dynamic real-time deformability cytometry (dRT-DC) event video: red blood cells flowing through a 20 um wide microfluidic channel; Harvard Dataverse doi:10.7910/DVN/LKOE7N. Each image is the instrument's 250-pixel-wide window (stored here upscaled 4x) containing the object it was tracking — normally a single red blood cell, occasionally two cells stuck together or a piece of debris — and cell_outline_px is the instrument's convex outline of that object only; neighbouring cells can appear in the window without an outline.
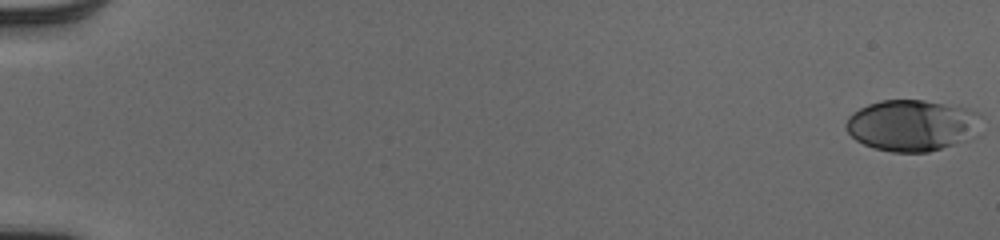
{"species": "human", "species_latin": "Homo sapiens", "temperature_condition": "cold", "stored_images_in_passage": 54, "camera_frame_rate_fps": 3000, "um_per_image_px": 0.085, "donor": {"sex": "male"}, "frame": {"image": 1, "passage_image": 1, "time_ms": 0.0, "image_size_px": [1000, 240], "cell_outline_px": [[980, 136], [928, 152], [892, 152], [876, 148], [864, 144], [856, 140], [848, 132], [844, 124], [848, 116], [852, 112], [868, 104], [880, 100], [924, 100], [964, 108], [980, 112]], "centroid_in_image_um": [77.55, 10.66], "position_along_channel_um": 7.5, "area_um2": 40.75}}
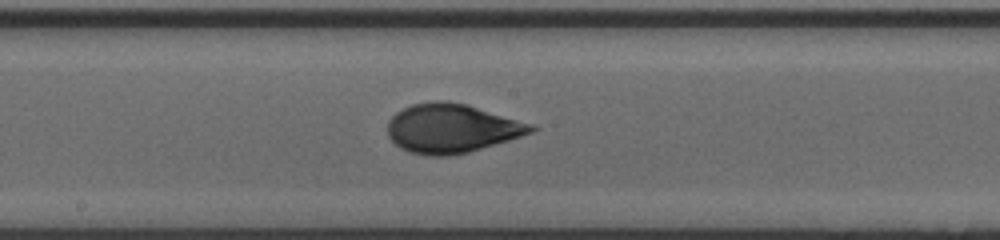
{"frame": {"image": 2, "passage_image": 31, "time_ms": 10.0, "image_size_px": [1000, 240], "cell_outline_px": [[536, 128], [532, 132], [508, 140], [468, 152], [448, 156], [428, 156], [408, 152], [400, 148], [388, 136], [388, 120], [396, 112], [412, 104], [436, 100], [448, 100], [468, 104], [532, 124]], "centroid_in_image_um": [38.35, 10.9], "position_along_channel_um": 209.8, "area_um2": 40.92}}
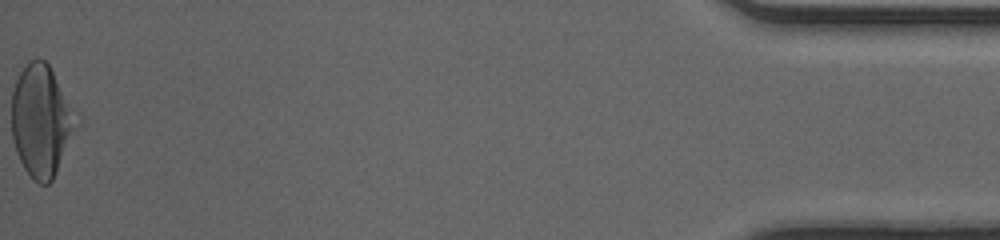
{"frame": {"image": 3, "passage_image": 54, "time_ms": 17.667, "image_size_px": [1000, 240], "cell_outline_px": [[68, 132], [56, 172], [52, 180], [48, 184], [40, 184], [32, 180], [24, 168], [16, 152], [12, 136], [12, 92], [16, 80], [20, 72], [28, 60], [36, 56], [44, 60], [48, 64], [52, 72], [60, 92], [64, 108], [68, 128]], "centroid_in_image_um": [3.27, 10.27], "position_along_channel_um": 431.9, "area_um2": 38.15}, "authors_computed_cell_mechanics": {"area_um2": 39.5063, "velocity_mm_per_s": 4.0439, "shape_relaxation_time_tau1_ms": 4.0886, "shape_relaxation_time_tau2_ms": null, "deformation_change_tau1": 0.1911, "deformation_change_tau2": null}}